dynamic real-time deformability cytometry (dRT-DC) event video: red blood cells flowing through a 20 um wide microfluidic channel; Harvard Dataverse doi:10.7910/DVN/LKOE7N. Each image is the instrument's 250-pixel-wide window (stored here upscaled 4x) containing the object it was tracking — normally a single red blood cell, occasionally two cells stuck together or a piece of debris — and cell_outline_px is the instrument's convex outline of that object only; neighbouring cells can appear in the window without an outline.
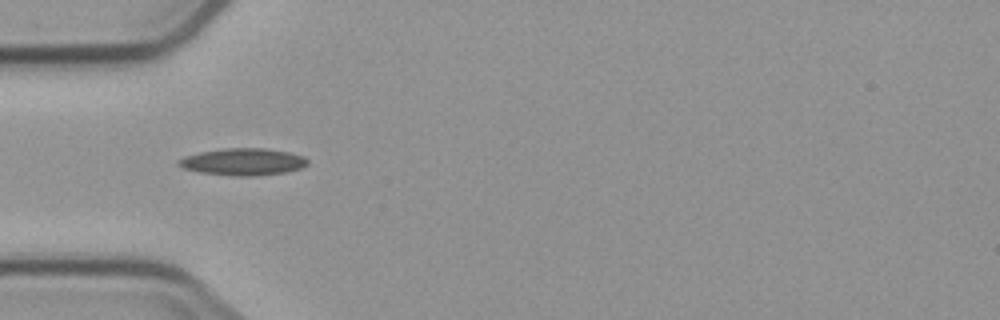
{"species": "common noctule bat (a hibernating species)", "species_latin": "Nyctalus noctula", "temperature_condition": "cold", "stored_images_in_passage": 3, "camera_frame_rate_fps": 3000, "um_per_image_px": 0.085, "animal": {"sex": "male", "body_mass_g": 23.1, "forearm_length_mm": 52.7}, "frame": {"image": 1, "passage_image": 2, "time_ms": 1.333, "image_size_px": [1000, 320], "cell_outline_px": [[308, 164], [300, 168], [284, 172], [252, 176], [240, 176], [200, 172], [184, 168], [176, 164], [176, 160], [184, 156], [200, 152], [224, 148], [268, 148], [288, 152], [304, 156], [308, 160]], "centroid_in_image_um": [20.64, 13.74], "position_along_channel_um": 64.4, "area_um2": 20.23}}
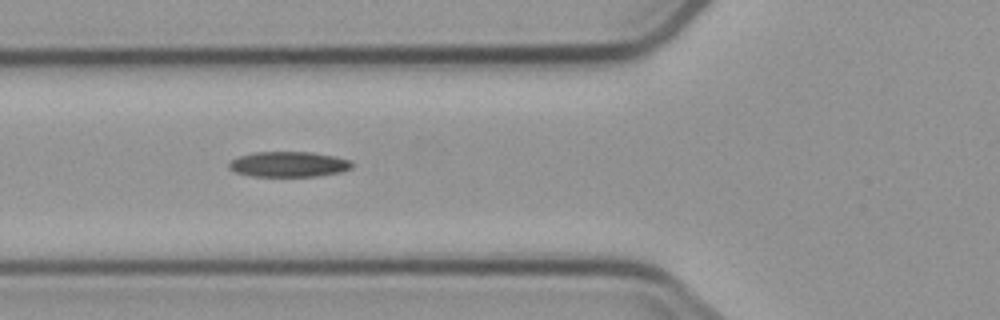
{"frame": {"image": 2, "passage_image": 3, "time_ms": 2.333, "image_size_px": [1000, 320], "cell_outline_px": [[352, 168], [340, 172], [316, 176], [252, 176], [236, 172], [228, 168], [228, 164], [232, 160], [240, 156], [252, 152], [312, 152], [336, 156], [352, 160]], "centroid_in_image_um": [24.56, 13.95], "position_along_channel_um": 101.2, "area_um2": 18.21}}